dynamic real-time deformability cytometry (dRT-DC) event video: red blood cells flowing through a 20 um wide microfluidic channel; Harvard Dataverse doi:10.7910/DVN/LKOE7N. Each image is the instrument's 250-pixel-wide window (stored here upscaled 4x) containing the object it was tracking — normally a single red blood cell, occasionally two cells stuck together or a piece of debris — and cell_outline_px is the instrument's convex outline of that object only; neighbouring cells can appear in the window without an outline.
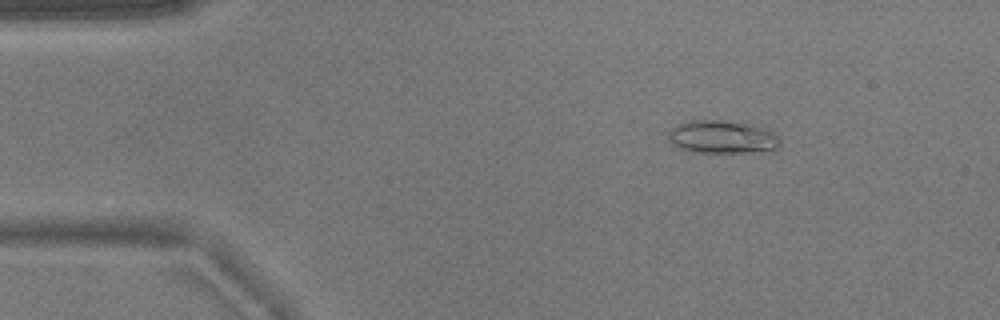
{"species": "common noctule bat (a hibernating species)", "species_latin": "Nyctalus noctula", "temperature_condition": "warm", "stored_images_in_passage": 52, "camera_frame_rate_fps": 3000, "um_per_image_px": 0.085, "animal": {"sex": "male", "body_mass_g": 17.9}, "frame": {"image": 1, "passage_image": 7, "time_ms": 2.0, "image_size_px": [1000, 320], "cell_outline_px": [[780, 144], [776, 148], [740, 152], [692, 152], [680, 148], [672, 144], [668, 140], [668, 132], [676, 124], [688, 120], [720, 120], [748, 124], [768, 128], [780, 140]], "centroid_in_image_um": [61.31, 11.62], "position_along_channel_um": 23.7, "area_um2": 21.27}}
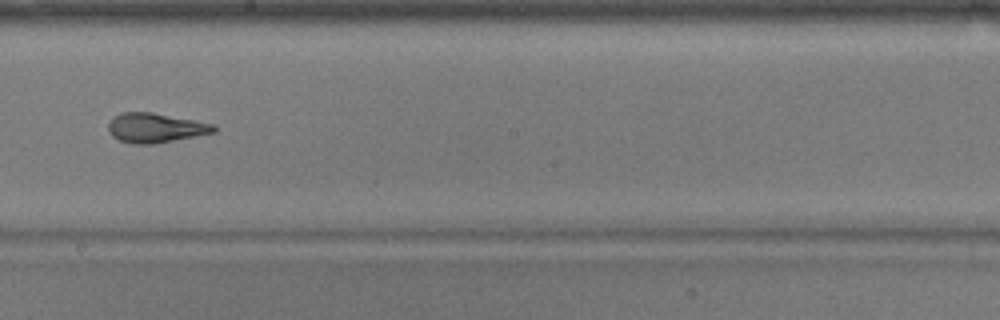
{"frame": {"image": 2, "passage_image": 29, "time_ms": 9.333, "image_size_px": [1000, 320], "cell_outline_px": [[216, 132], [152, 144], [132, 144], [120, 140], [112, 136], [108, 132], [108, 124], [112, 116], [120, 112], [152, 112], [196, 120], [216, 124]], "centroid_in_image_um": [13.19, 10.85], "position_along_channel_um": 235.0, "area_um2": 18.32}}
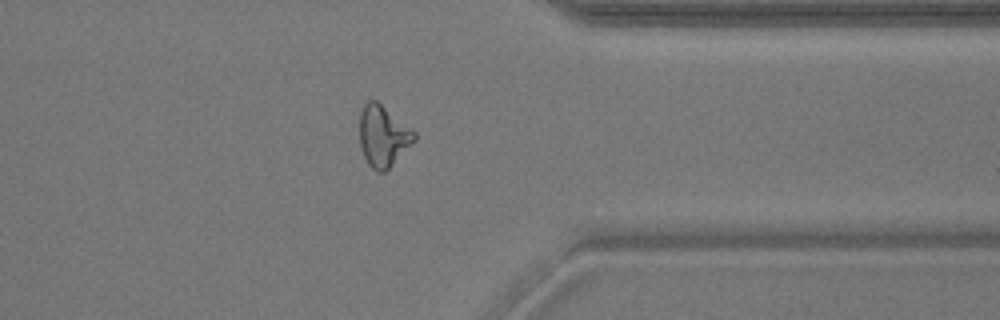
{"frame": {"image": 3, "passage_image": 41, "time_ms": 13.333, "image_size_px": [1000, 320], "cell_outline_px": [[416, 140], [384, 172], [376, 172], [368, 164], [364, 156], [360, 144], [360, 112], [364, 104], [368, 100], [376, 100], [416, 132]], "centroid_in_image_um": [32.56, 11.56], "position_along_channel_um": 378.8, "area_um2": 19.31}, "authors_computed_cell_mechanics": {"area_um2": 19.074, "velocity_mm_per_s": 3.8047, "shape_relaxation_time_tau1_ms": 7.4271, "shape_relaxation_time_tau2_ms": 1.7768, "deformation_change_tau1": 0.2332, "deformation_change_tau2": 0.0949}}